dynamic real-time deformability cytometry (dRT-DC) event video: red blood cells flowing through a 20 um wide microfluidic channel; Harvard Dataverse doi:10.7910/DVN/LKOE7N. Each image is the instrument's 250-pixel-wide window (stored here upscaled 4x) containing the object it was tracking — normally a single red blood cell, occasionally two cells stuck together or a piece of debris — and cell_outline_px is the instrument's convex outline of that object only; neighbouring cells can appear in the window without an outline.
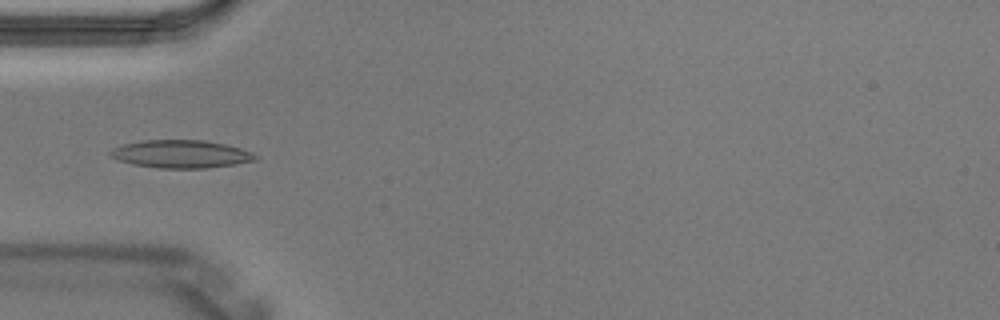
{"species": "Egyptian fruit bat (a non-hibernating species)", "species_latin": "Rousettus aegyptiacus", "temperature_condition": "warm", "stored_images_in_passage": 3, "camera_frame_rate_fps": 3000, "um_per_image_px": 0.085, "animal": {"sex": "male"}, "frame": {"image": 1, "passage_image": 3, "time_ms": 0.667, "image_size_px": [1000, 320], "cell_outline_px": [[260, 156], [256, 160], [208, 168], [160, 168], [132, 164], [116, 160], [108, 152], [112, 148], [124, 144], [144, 140], [204, 140], [224, 144], [240, 148], [252, 152]], "centroid_in_image_um": [15.37, 13.09], "position_along_channel_um": 69.6, "area_um2": 23.52}}